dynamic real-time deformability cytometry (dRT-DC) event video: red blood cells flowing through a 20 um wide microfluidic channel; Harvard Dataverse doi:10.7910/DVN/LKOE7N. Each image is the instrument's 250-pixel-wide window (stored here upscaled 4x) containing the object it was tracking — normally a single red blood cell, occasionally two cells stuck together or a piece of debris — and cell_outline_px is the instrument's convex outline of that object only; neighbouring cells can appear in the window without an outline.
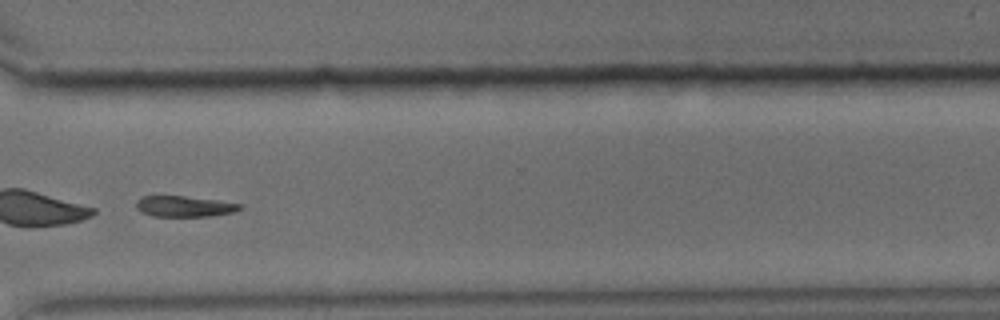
{"species": "common noctule bat (a hibernating species)", "species_latin": "Nyctalus noctula", "temperature_condition": "cold", "stored_images_in_passage": 55, "segment_of_instrument_passage": [2, 2], "camera_frame_rate_fps": 3000, "um_per_image_px": 0.085, "animal": {"sex": "male", "body_mass_g": 15.6}, "frame": {"image": 1, "passage_image": 43, "time_ms": 14.0, "image_size_px": [1000, 320], "cell_outline_px": [[240, 208], [232, 212], [208, 216], [152, 216], [140, 212], [136, 208], [136, 200], [140, 196], [184, 196], [216, 200], [240, 204]], "centroid_in_image_um": [15.56, 17.53], "position_along_channel_um": 355.0, "area_um2": 12.43}}